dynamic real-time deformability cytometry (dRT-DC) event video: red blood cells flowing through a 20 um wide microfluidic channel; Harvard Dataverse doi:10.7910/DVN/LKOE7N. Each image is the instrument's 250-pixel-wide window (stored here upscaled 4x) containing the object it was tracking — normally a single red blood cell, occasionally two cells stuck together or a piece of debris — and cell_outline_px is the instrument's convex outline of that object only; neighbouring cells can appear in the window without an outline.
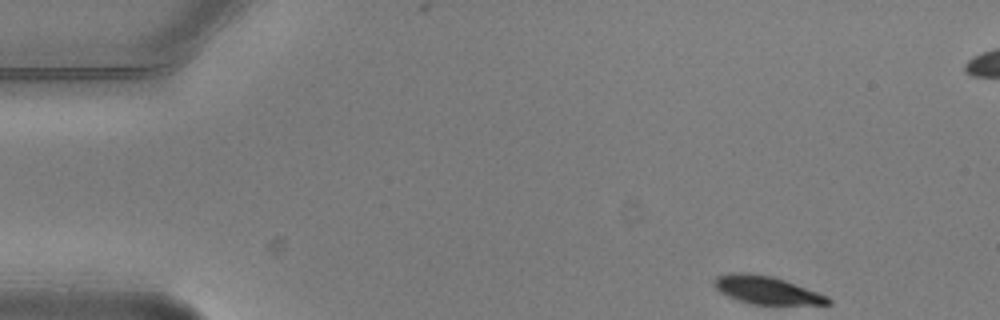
{"species": "common noctule bat (a hibernating species)", "species_latin": "Nyctalus noctula", "temperature_condition": "warm", "stored_images_in_passage": 4, "camera_frame_rate_fps": 3000, "um_per_image_px": 0.085, "animal": {"sex": "male", "body_mass_g": 20.5, "forearm_length_mm": 52.5}, "frame": {"image": 1, "passage_image": 1, "time_ms": 0.0, "image_size_px": [1000, 320], "cell_outline_px": [[832, 304], [748, 304], [728, 296], [720, 292], [712, 284], [716, 276], [732, 272], [744, 272], [772, 276], [784, 280], [828, 296], [832, 300]], "centroid_in_image_um": [65.12, 24.65], "position_along_channel_um": 19.9, "area_um2": 18.44}}